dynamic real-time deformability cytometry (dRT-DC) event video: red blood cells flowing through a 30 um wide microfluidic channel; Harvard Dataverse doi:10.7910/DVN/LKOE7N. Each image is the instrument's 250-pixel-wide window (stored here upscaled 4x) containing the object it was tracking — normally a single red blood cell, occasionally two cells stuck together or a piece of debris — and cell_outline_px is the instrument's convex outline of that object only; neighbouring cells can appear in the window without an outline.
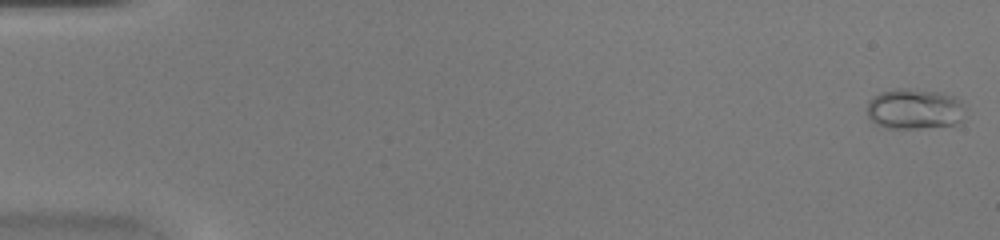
{"species": "common noctule bat (a hibernating species)", "species_latin": "Nyctalus noctula", "temperature_condition": "warm", "stored_images_in_passage": 48, "camera_frame_rate_fps": 3000, "um_per_image_px": 0.085, "animal": {"sex": "female", "body_mass_g": 20.0, "forearm_length_mm": 54.0}, "frame": {"image": 1, "passage_image": 1, "time_ms": 0.0, "image_size_px": [1000, 240], "cell_outline_px": [[960, 120], [952, 124], [916, 128], [888, 128], [876, 124], [868, 116], [868, 100], [872, 96], [880, 92], [900, 88], [904, 88], [940, 92], [952, 96], [960, 100]], "centroid_in_image_um": [77.62, 9.24], "position_along_channel_um": 7.4, "area_um2": 22.54}}
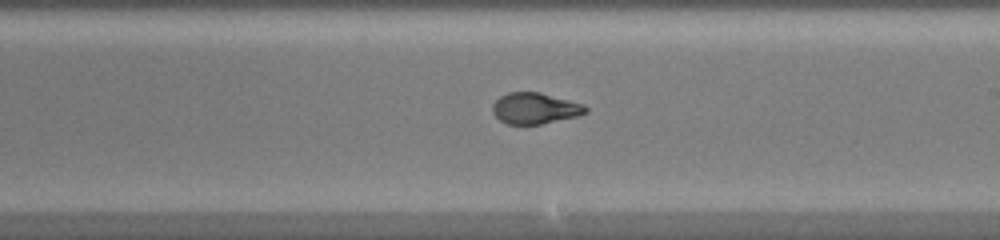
{"frame": {"image": 2, "passage_image": 29, "time_ms": 9.333, "image_size_px": [1000, 240], "cell_outline_px": [[588, 112], [576, 116], [540, 124], [508, 124], [500, 120], [492, 112], [492, 104], [500, 96], [508, 92], [540, 92], [584, 104], [588, 108]], "centroid_in_image_um": [45.46, 9.2], "position_along_channel_um": 243.5, "area_um2": 16.82}}
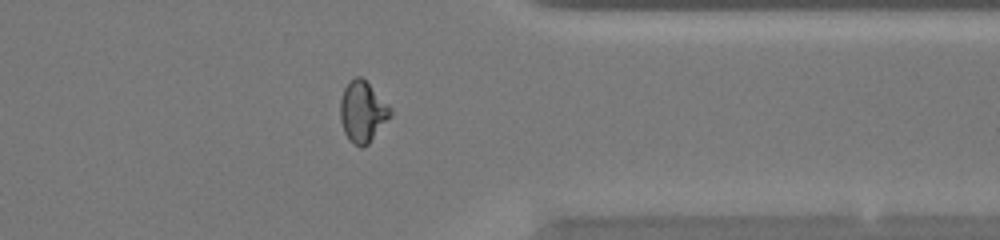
{"frame": {"image": 3, "passage_image": 39, "time_ms": 12.667, "image_size_px": [1000, 240], "cell_outline_px": [[392, 116], [368, 144], [364, 148], [360, 148], [352, 144], [344, 132], [340, 120], [340, 100], [344, 88], [356, 76], [360, 76], [392, 108]], "centroid_in_image_um": [30.82, 9.55], "position_along_channel_um": 380.6, "area_um2": 17.8}, "authors_computed_cell_mechanics": {"area_um2": 17.8313, "velocity_mm_per_s": 4.307, "shape_relaxation_time_tau1_ms": 10.5894, "shape_relaxation_time_tau2_ms": null, "deformation_change_tau1": 0.3309, "deformation_change_tau2": null}}